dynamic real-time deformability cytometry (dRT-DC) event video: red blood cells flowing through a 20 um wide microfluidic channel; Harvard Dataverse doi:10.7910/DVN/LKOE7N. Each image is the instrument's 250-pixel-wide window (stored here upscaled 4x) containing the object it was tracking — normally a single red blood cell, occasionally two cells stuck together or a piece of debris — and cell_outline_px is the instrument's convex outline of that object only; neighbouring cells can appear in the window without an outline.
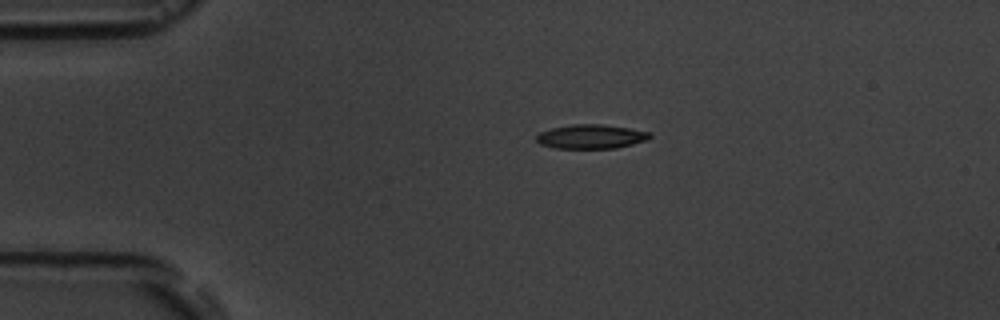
{"species": "common noctule bat (a hibernating species)", "species_latin": "Nyctalus noctula", "temperature_condition": "room temperature", "stored_images_in_passage": 2, "camera_frame_rate_fps": 3000, "um_per_image_px": 0.085, "animal": {"sex": "male", "body_mass_g": 19.5, "forearm_length_mm": 54.6}, "frame": {"image": 1, "passage_image": 1, "time_ms": 0.0, "image_size_px": [1000, 320], "cell_outline_px": [[652, 136], [648, 140], [616, 148], [556, 148], [540, 144], [536, 140], [536, 136], [540, 132], [552, 128], [572, 124], [604, 124], [652, 132]], "centroid_in_image_um": [50.27, 11.6], "position_along_channel_um": 34.7, "area_um2": 16.01}}